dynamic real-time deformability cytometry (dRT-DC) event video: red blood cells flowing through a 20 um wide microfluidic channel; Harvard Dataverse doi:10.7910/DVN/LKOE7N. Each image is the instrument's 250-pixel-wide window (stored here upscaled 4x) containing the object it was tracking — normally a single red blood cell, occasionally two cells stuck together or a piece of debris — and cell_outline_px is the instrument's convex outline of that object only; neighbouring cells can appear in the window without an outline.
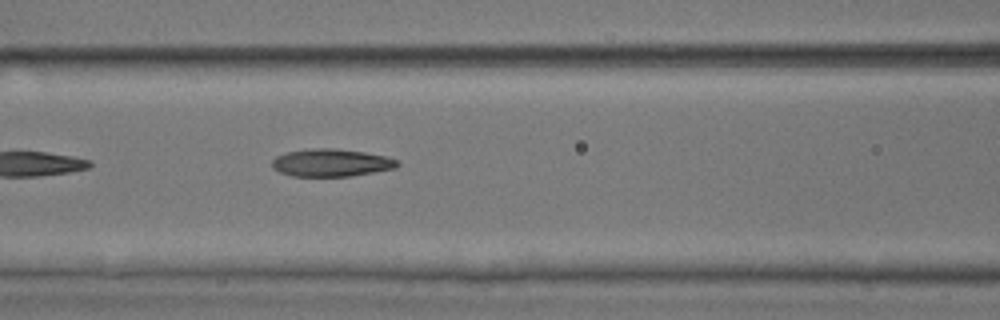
{"species": "common noctule bat (a hibernating species)", "species_latin": "Nyctalus noctula", "temperature_condition": "room temperature", "stored_images_in_passage": 4, "camera_frame_rate_fps": 3000, "um_per_image_px": 0.085, "animal": {"sex": "male", "body_mass_g": 17.9, "forearm_length_mm": 54.2}, "frame": {"image": 1, "passage_image": 4, "time_ms": 3.667, "image_size_px": [1000, 320], "cell_outline_px": [[400, 164], [396, 168], [352, 176], [292, 176], [280, 172], [272, 168], [272, 160], [276, 156], [288, 152], [312, 148], [336, 148], [364, 152], [384, 156], [396, 160]], "centroid_in_image_um": [28.14, 13.83], "position_along_channel_um": 138.5, "area_um2": 20.11}}